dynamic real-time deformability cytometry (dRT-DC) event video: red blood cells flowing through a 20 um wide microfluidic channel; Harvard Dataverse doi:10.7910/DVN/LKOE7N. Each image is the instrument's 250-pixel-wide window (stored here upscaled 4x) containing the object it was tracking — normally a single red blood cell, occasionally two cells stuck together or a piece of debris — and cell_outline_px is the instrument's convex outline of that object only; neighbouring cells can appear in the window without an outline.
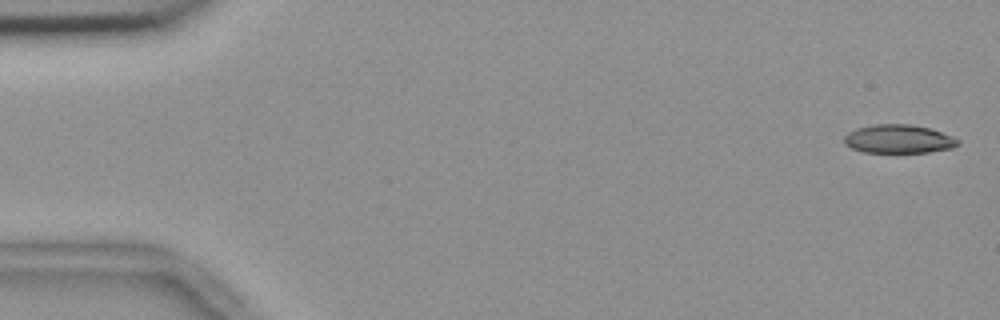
{"species": "common noctule bat (a hibernating species)", "species_latin": "Nyctalus noctula", "temperature_condition": "room temperature", "stored_images_in_passage": 55, "camera_frame_rate_fps": 3000, "um_per_image_px": 0.085, "animal": {"sex": "female", "body_mass_g": 18.4}, "frame": {"image": 1, "passage_image": 1, "time_ms": 0.0, "image_size_px": [1000, 320], "cell_outline_px": [[960, 144], [952, 148], [928, 152], [864, 152], [852, 148], [844, 144], [844, 136], [848, 132], [856, 128], [872, 124], [912, 124], [932, 128], [960, 140]], "centroid_in_image_um": [76.38, 11.8], "position_along_channel_um": 8.6, "area_um2": 19.07}}
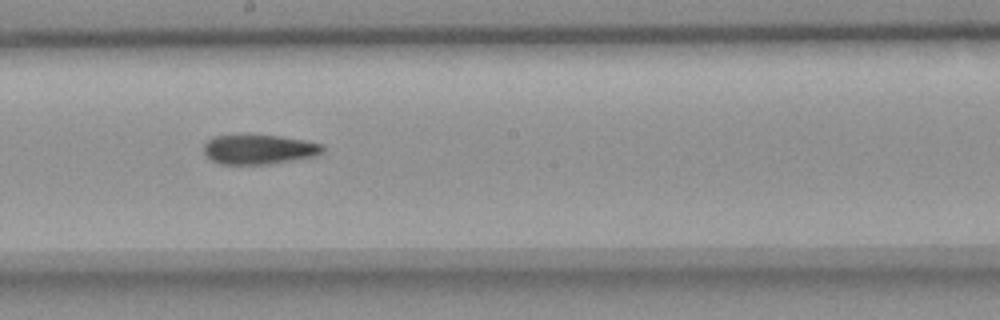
{"frame": {"image": 2, "passage_image": 30, "time_ms": 9.667, "image_size_px": [1000, 320], "cell_outline_px": [[324, 152], [316, 156], [268, 164], [220, 164], [204, 156], [204, 144], [212, 136], [240, 132], [244, 132], [280, 136], [304, 140], [324, 144]], "centroid_in_image_um": [21.97, 12.65], "position_along_channel_um": 226.2, "area_um2": 21.44}}
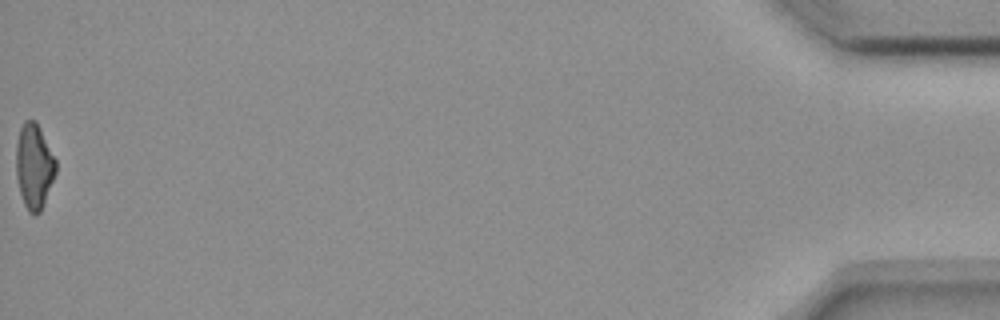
{"frame": {"image": 3, "passage_image": 55, "time_ms": 18.0, "image_size_px": [1000, 320], "cell_outline_px": [[56, 172], [40, 212], [36, 216], [28, 212], [24, 204], [20, 192], [16, 176], [16, 144], [20, 128], [24, 120], [36, 120], [56, 160]], "centroid_in_image_um": [2.88, 14.12], "position_along_channel_um": 432.3, "area_um2": 19.65}, "authors_computed_cell_mechanics": {"area_um2": 20.6346, "velocity_mm_per_s": 3.6843, "shape_relaxation_time_tau1_ms": null, "shape_relaxation_time_tau2_ms": 8.7298, "deformation_change_tau1": null, "deformation_change_tau2": 0.2059}}